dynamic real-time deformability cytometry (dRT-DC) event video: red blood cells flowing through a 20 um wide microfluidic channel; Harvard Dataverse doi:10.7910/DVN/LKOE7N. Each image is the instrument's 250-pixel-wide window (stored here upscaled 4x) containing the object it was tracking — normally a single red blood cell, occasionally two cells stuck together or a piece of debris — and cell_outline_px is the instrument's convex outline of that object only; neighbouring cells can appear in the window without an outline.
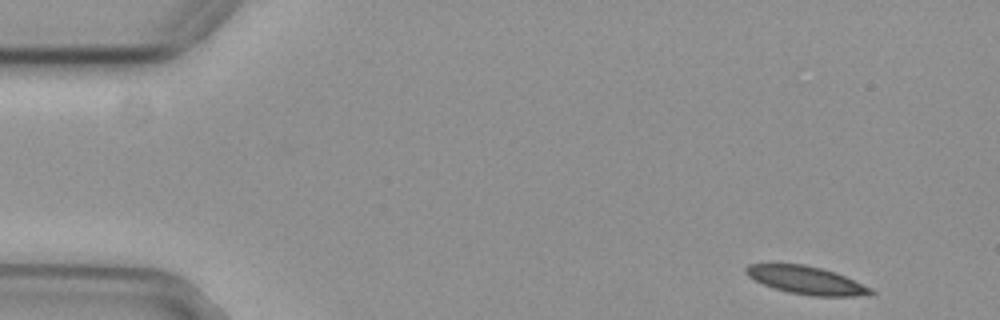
{"species": "common noctule bat (a hibernating species)", "species_latin": "Nyctalus noctula", "temperature_condition": "cold", "stored_images_in_passage": 52, "camera_frame_rate_fps": 3000, "um_per_image_px": 0.085, "animal": {"sex": "female", "body_mass_g": 29.2, "forearm_length_mm": 56.3}, "frame": {"image": 1, "passage_image": 1, "time_ms": 0.0, "image_size_px": [1000, 320], "cell_outline_px": [[876, 292], [872, 296], [812, 296], [788, 292], [772, 288], [748, 276], [744, 272], [744, 268], [748, 264], [804, 264], [836, 272], [872, 288]], "centroid_in_image_um": [68.58, 23.83], "position_along_channel_um": 16.4, "area_um2": 20.46}}
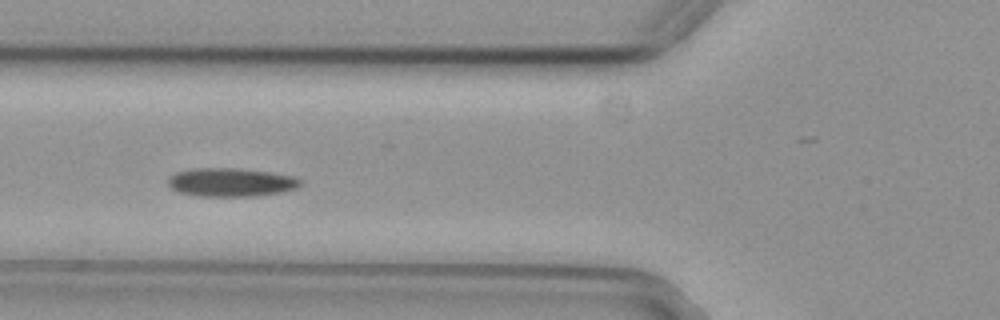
{"frame": {"image": 2, "passage_image": 17, "time_ms": 5.333, "image_size_px": [1000, 320], "cell_outline_px": [[300, 184], [296, 188], [280, 192], [256, 196], [200, 196], [180, 192], [172, 188], [168, 184], [168, 180], [176, 172], [192, 168], [240, 168], [272, 172], [292, 176], [300, 180]], "centroid_in_image_um": [19.63, 15.48], "position_along_channel_um": 106.2, "area_um2": 21.85}}
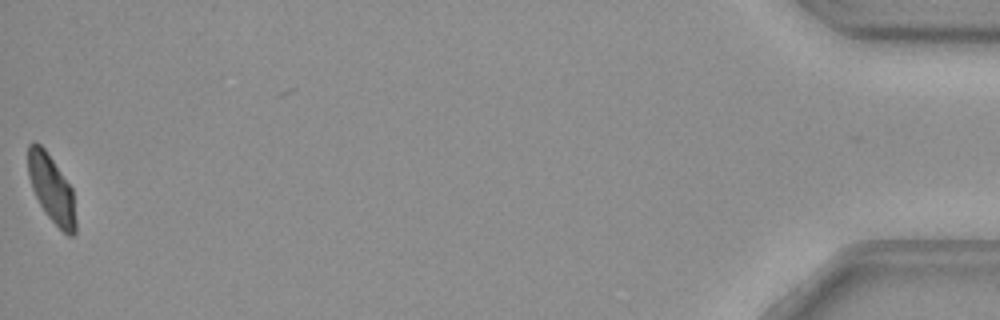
{"frame": {"image": 3, "passage_image": 52, "time_ms": 17.0, "image_size_px": [1000, 320], "cell_outline_px": [[76, 232], [72, 236], [68, 236], [44, 212], [32, 188], [28, 176], [28, 144], [32, 140], [36, 140], [44, 148], [72, 188], [76, 220]], "centroid_in_image_um": [4.37, 16.03], "position_along_channel_um": 430.8, "area_um2": 18.67}, "authors_computed_cell_mechanics": {"area_um2": 21.3282, "velocity_mm_per_s": 3.6821, "shape_relaxation_time_tau1_ms": null, "shape_relaxation_time_tau2_ms": 10.1389, "deformation_change_tau1": null, "deformation_change_tau2": 0.128}}